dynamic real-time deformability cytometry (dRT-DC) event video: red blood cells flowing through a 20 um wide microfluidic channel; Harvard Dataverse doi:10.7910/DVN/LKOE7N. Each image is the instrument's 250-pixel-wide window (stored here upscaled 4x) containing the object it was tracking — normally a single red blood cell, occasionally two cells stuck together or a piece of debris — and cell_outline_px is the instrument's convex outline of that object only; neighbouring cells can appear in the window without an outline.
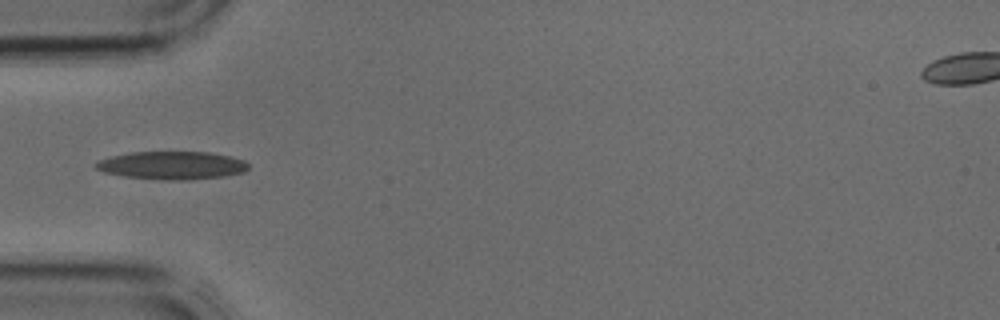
{"species": "common noctule bat (a hibernating species)", "species_latin": "Nyctalus noctula", "temperature_condition": "cold", "stored_images_in_passage": 4, "camera_frame_rate_fps": 3000, "um_per_image_px": 0.085, "animal": {"sex": "male", "body_mass_g": 17.9, "forearm_length_mm": 54.2}, "frame": {"image": 1, "passage_image": 4, "time_ms": 1.0, "image_size_px": [1000, 320], "cell_outline_px": [[248, 168], [244, 172], [224, 176], [188, 180], [164, 180], [124, 176], [104, 172], [96, 168], [92, 164], [96, 160], [112, 156], [132, 152], [208, 152], [228, 156], [244, 160], [248, 164]], "centroid_in_image_um": [14.58, 14.06], "position_along_channel_um": 70.4, "area_um2": 24.91}}